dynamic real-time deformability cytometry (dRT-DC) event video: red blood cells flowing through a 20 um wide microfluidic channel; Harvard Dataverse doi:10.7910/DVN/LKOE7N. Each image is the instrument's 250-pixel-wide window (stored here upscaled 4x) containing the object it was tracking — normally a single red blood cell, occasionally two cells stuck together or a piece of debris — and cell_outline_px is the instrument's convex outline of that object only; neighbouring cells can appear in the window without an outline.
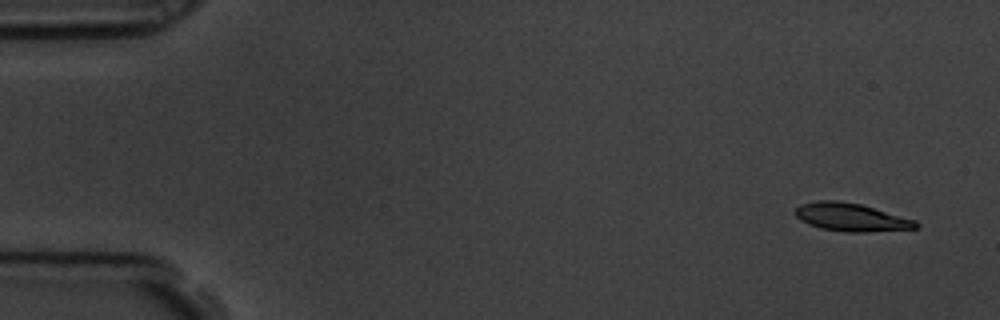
{"species": "common noctule bat (a hibernating species)", "species_latin": "Nyctalus noctula", "temperature_condition": "room temperature", "stored_images_in_passage": 5, "camera_frame_rate_fps": 3000, "um_per_image_px": 0.085, "animal": {"sex": "male", "body_mass_g": 19.5, "forearm_length_mm": 54.6}, "frame": {"image": 1, "passage_image": 1, "time_ms": 0.0, "image_size_px": [1000, 320], "cell_outline_px": [[920, 228], [864, 232], [844, 232], [820, 228], [808, 224], [800, 220], [796, 216], [796, 208], [800, 204], [816, 200], [836, 200], [860, 204], [916, 220], [920, 224]], "centroid_in_image_um": [72.35, 18.47], "position_along_channel_um": 12.7, "area_um2": 19.77}}
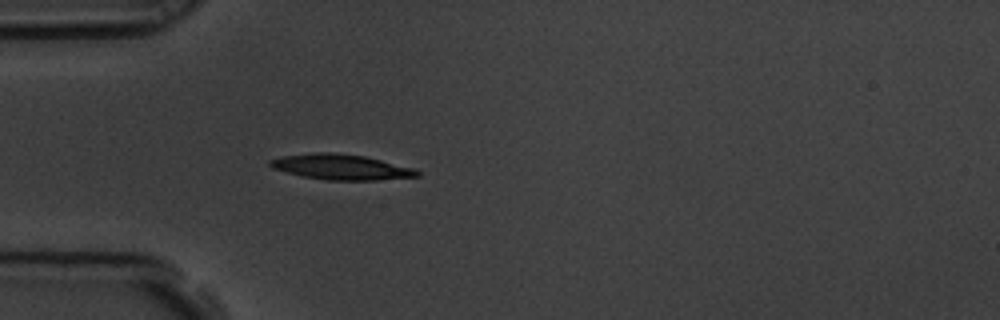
{"frame": {"image": 2, "passage_image": 5, "time_ms": 1.333, "image_size_px": [1000, 320], "cell_outline_px": [[420, 176], [376, 180], [328, 180], [304, 176], [272, 168], [268, 164], [268, 160], [284, 156], [312, 152], [332, 152], [364, 156], [412, 168], [420, 172]], "centroid_in_image_um": [28.96, 14.19], "position_along_channel_um": 56.0, "area_um2": 21.44}}